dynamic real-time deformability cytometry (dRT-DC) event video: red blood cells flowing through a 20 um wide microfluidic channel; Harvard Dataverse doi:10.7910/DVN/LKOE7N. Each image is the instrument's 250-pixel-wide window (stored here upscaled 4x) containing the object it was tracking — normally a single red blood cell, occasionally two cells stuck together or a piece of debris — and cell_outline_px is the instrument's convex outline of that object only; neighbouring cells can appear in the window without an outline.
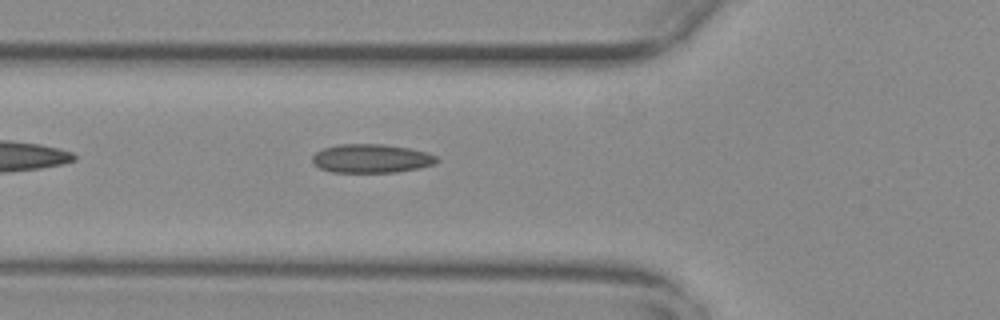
{"species": "common noctule bat (a hibernating species)", "species_latin": "Nyctalus noctula", "temperature_condition": "warm", "stored_images_in_passage": 37, "camera_frame_rate_fps": 3000, "um_per_image_px": 0.085, "animal": {"sex": "female", "body_mass_g": 29.2, "forearm_length_mm": 56.3}, "frame": {"image": 1, "passage_image": 6, "time_ms": 1.667, "image_size_px": [1000, 320], "cell_outline_px": [[440, 160], [436, 164], [420, 168], [396, 172], [332, 172], [320, 168], [312, 164], [312, 156], [316, 152], [324, 148], [336, 144], [384, 144], [408, 148], [428, 152], [436, 156]], "centroid_in_image_um": [31.58, 13.47], "position_along_channel_um": 94.2, "area_um2": 21.04}}
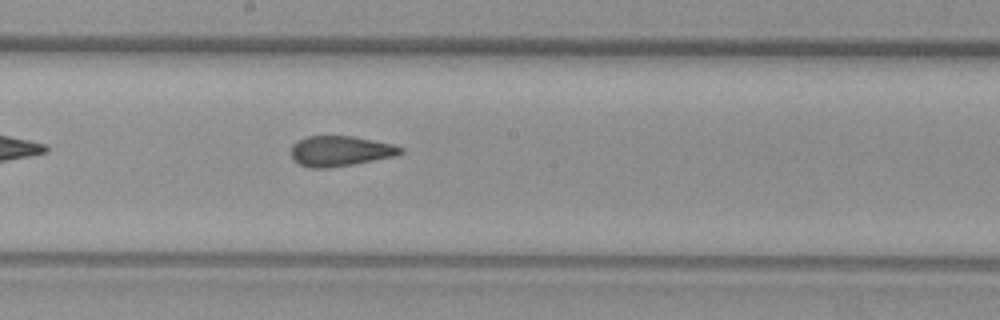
{"frame": {"image": 2, "passage_image": 16, "time_ms": 5.0, "image_size_px": [1000, 320], "cell_outline_px": [[404, 152], [396, 156], [352, 164], [328, 168], [308, 168], [292, 160], [292, 144], [296, 140], [308, 136], [352, 136], [392, 144], [404, 148]], "centroid_in_image_um": [28.9, 12.84], "position_along_channel_um": 219.3, "area_um2": 19.36}}
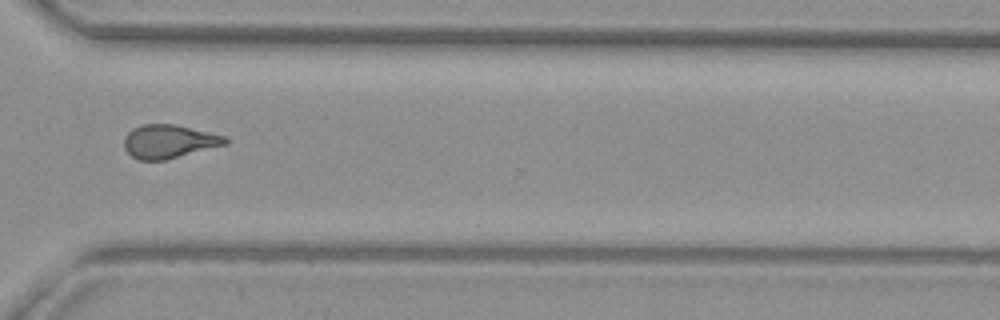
{"frame": {"image": 3, "passage_image": 27, "time_ms": 8.667, "image_size_px": [1000, 320], "cell_outline_px": [[228, 144], [164, 160], [140, 160], [132, 156], [124, 148], [124, 136], [132, 128], [144, 124], [176, 124], [228, 136]], "centroid_in_image_um": [14.38, 12.01], "position_along_channel_um": 356.2, "area_um2": 19.88}, "authors_computed_cell_mechanics": {"area_um2": 19.7676, "velocity_mm_per_s": 3.7422, "shape_relaxation_time_tau1_ms": null, "shape_relaxation_time_tau2_ms": 1.9758, "deformation_change_tau1": null, "deformation_change_tau2": 0.0855}}